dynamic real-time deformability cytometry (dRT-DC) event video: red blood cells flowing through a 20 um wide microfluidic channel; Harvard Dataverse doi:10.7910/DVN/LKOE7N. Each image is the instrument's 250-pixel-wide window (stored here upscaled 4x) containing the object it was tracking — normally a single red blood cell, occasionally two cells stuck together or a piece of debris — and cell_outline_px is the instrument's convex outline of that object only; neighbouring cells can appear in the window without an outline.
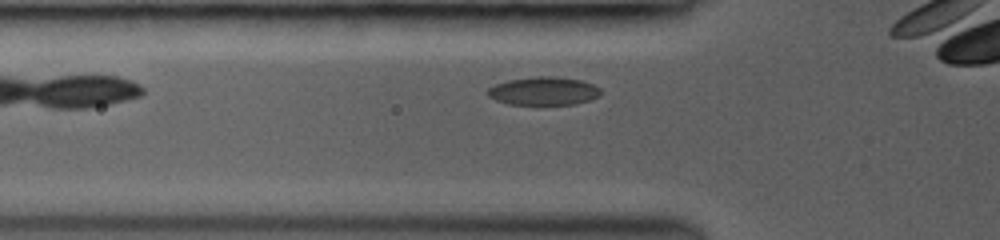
{"species": "common noctule bat (a hibernating species)", "species_latin": "Nyctalus noctula", "temperature_condition": "room temperature", "stored_images_in_passage": 4, "camera_frame_rate_fps": 3000, "um_per_image_px": 0.085, "animal": {"sex": "female", "body_mass_g": 19.0, "forearm_length_mm": 53.3}, "frame": {"image": 1, "passage_image": 4, "time_ms": 2.667, "image_size_px": [1000, 240], "cell_outline_px": [[600, 96], [576, 104], [540, 108], [508, 104], [496, 100], [488, 96], [488, 88], [496, 84], [508, 80], [532, 76], [556, 76], [580, 80], [592, 84], [600, 88]], "centroid_in_image_um": [46.2, 7.79], "position_along_channel_um": 79.6, "area_um2": 19.54}}